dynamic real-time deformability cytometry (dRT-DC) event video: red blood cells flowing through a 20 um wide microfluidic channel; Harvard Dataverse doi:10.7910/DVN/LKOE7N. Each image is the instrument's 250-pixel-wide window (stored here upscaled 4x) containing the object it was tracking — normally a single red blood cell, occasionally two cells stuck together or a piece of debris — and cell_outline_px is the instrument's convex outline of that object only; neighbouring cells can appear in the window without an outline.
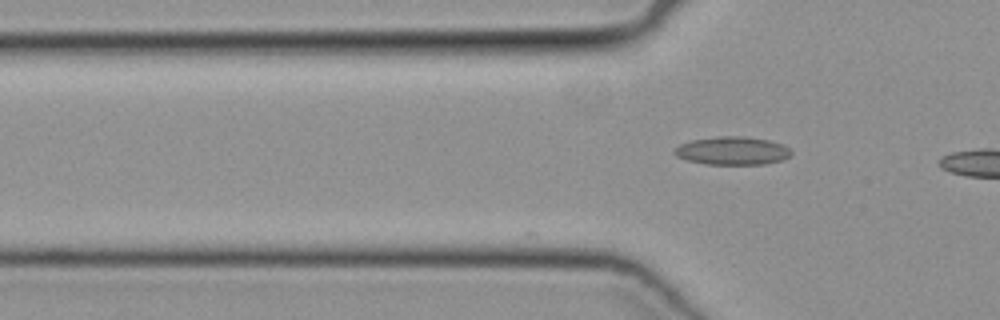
{"species": "common noctule bat (a hibernating species)", "species_latin": "Nyctalus noctula", "temperature_condition": "cold", "stored_images_in_passage": 5, "camera_frame_rate_fps": 3000, "um_per_image_px": 0.085, "animal": {"sex": "female", "body_mass_g": 19.3, "forearm_length_mm": 54.1}, "frame": {"image": 1, "passage_image": 5, "time_ms": 1.333, "image_size_px": [1000, 320], "cell_outline_px": [[792, 152], [784, 160], [764, 164], [704, 164], [688, 160], [676, 156], [672, 152], [680, 144], [692, 140], [716, 136], [744, 136], [768, 140], [784, 144]], "centroid_in_image_um": [62.25, 12.81], "position_along_channel_um": 63.5, "area_um2": 19.19}}